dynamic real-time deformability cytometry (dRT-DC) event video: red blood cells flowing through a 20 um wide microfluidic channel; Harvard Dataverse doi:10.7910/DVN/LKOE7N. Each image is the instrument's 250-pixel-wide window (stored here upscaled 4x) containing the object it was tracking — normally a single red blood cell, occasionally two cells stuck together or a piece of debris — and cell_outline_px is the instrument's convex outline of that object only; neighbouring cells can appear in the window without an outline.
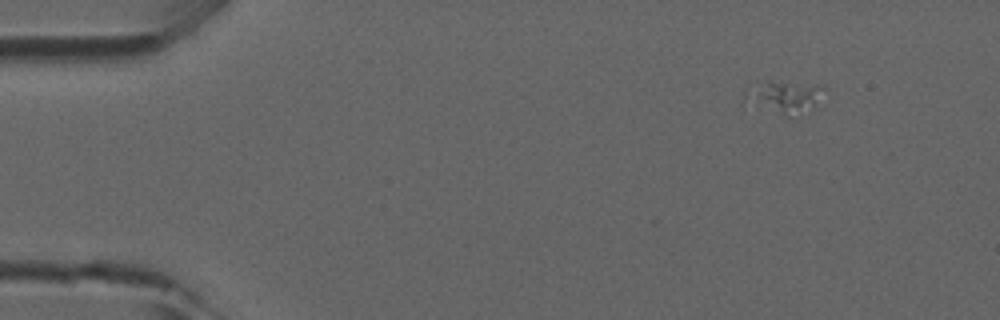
{"species": "common noctule bat (a hibernating species)", "species_latin": "Nyctalus noctula", "temperature_condition": "room temperature", "stored_images_in_passage": 44, "camera_frame_rate_fps": 3000, "um_per_image_px": 0.085, "animal": {"sex": "male", "forearm_length_mm": 52.5}, "frame": {"image": 1, "passage_image": 1, "time_ms": 0.0, "image_size_px": [1000, 320], "cell_outline_px": [[828, 88], [812, 104], [788, 116], [784, 116], [760, 96], [768, 84], [820, 84]], "centroid_in_image_um": [67.32, 8.2], "position_along_channel_um": 17.7, "area_um2": 10.17}}
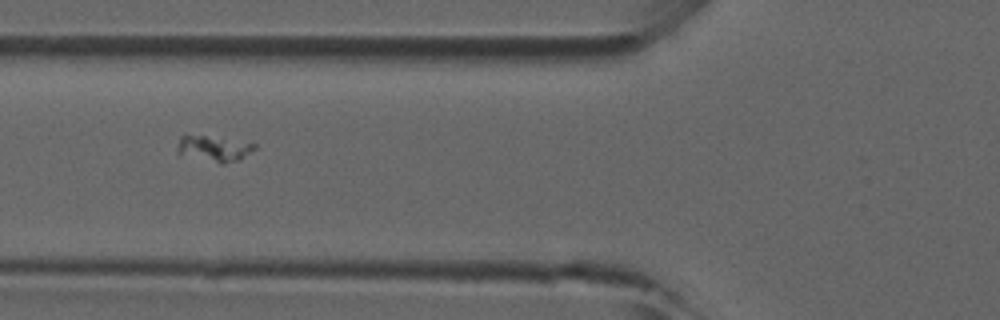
{"frame": {"image": 2, "passage_image": 14, "time_ms": 4.333, "image_size_px": [1000, 320], "cell_outline_px": [[256, 148], [240, 160], [224, 164], [220, 164], [176, 152], [176, 144], [180, 136], [184, 132], [256, 144]], "centroid_in_image_um": [18.12, 12.6], "position_along_channel_um": 107.7, "area_um2": 11.79}}
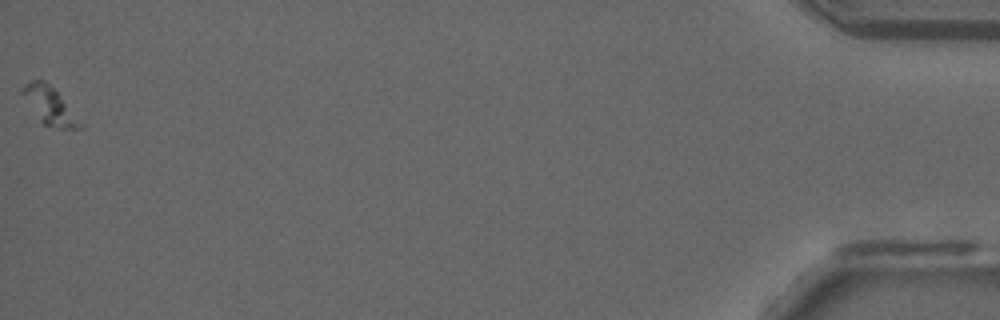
{"frame": {"image": 3, "passage_image": 44, "time_ms": 14.333, "image_size_px": [1000, 320], "cell_outline_px": [[84, 128], [56, 128], [44, 124], [40, 120], [20, 92], [20, 88], [24, 84], [32, 80], [44, 80], [56, 92], [84, 124]], "centroid_in_image_um": [4.21, 8.98], "position_along_channel_um": 431.0, "area_um2": 12.2}}